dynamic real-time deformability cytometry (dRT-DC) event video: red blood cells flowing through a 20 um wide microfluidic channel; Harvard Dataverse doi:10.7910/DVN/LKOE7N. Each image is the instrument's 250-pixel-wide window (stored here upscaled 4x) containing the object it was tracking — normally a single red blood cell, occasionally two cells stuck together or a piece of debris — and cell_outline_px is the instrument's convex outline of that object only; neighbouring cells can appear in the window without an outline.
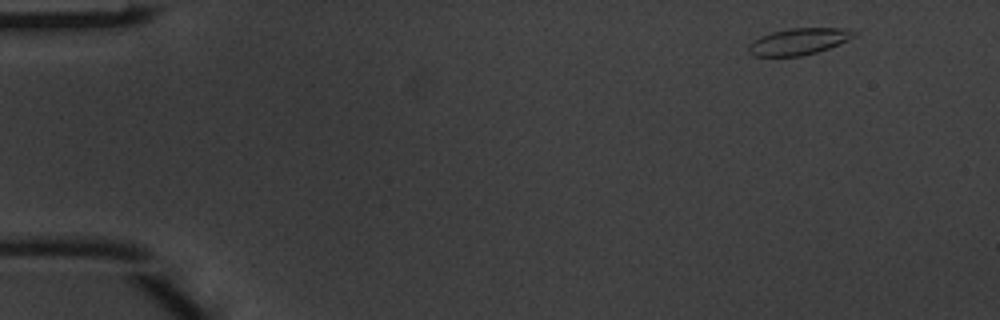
{"species": "common noctule bat (a hibernating species)", "species_latin": "Nyctalus noctula", "temperature_condition": "warm", "stored_images_in_passage": 4, "camera_frame_rate_fps": 3000, "um_per_image_px": 0.085, "animal": {"sex": "male", "body_mass_g": 20.1, "forearm_length_mm": 53.5}, "frame": {"image": 1, "passage_image": 1, "time_ms": 0.0, "image_size_px": [1000, 320], "cell_outline_px": [[860, 32], [856, 36], [848, 40], [828, 48], [816, 52], [800, 56], [752, 56], [748, 52], [748, 44], [752, 40], [760, 36], [772, 32], [792, 28], [840, 28]], "centroid_in_image_um": [67.87, 3.52], "position_along_channel_um": 17.1, "area_um2": 16.36}}
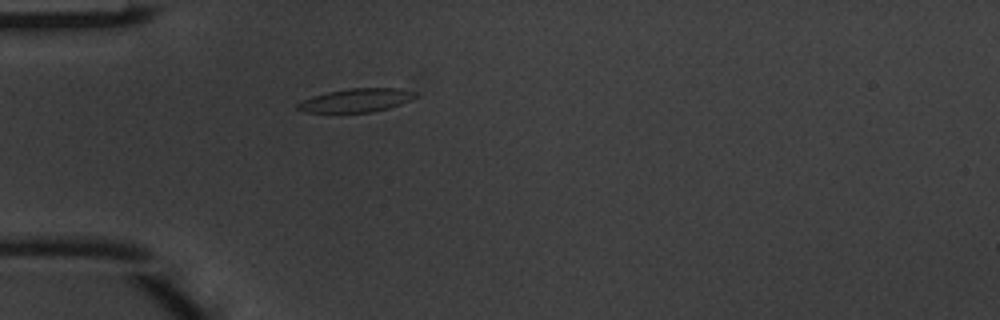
{"frame": {"image": 2, "passage_image": 4, "time_ms": 1.0, "image_size_px": [1000, 320], "cell_outline_px": [[416, 96], [400, 104], [388, 108], [372, 112], [304, 112], [296, 108], [296, 104], [312, 96], [328, 92], [348, 88], [396, 88], [416, 92]], "centroid_in_image_um": [30.24, 8.52], "position_along_channel_um": 54.8, "area_um2": 15.9}}